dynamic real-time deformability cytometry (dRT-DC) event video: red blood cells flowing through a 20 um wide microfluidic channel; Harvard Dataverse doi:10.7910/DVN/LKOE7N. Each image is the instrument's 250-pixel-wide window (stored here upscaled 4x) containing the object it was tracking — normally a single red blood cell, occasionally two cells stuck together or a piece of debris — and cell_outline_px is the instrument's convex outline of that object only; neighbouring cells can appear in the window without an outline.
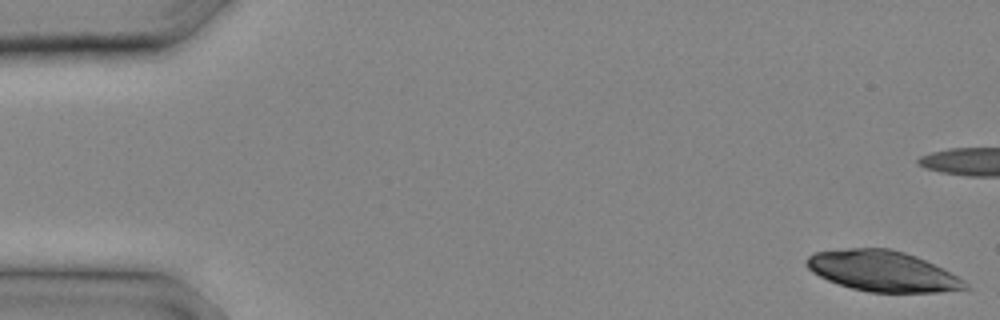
{"species": "common noctule bat (a hibernating species)", "species_latin": "Nyctalus noctula", "temperature_condition": "cold", "stored_images_in_passage": 4, "camera_frame_rate_fps": 3000, "um_per_image_px": 0.085, "animal": {"sex": "male", "body_mass_g": 20.4}, "frame": {"image": 1, "passage_image": 1, "time_ms": 0.0, "image_size_px": [1000, 320], "cell_outline_px": [[948, 288], [912, 292], [880, 292], [860, 288], [844, 284], [832, 280], [816, 272], [808, 264], [808, 260], [812, 256], [824, 252], [860, 252]], "centroid_in_image_um": [73.81, 23.21], "position_along_channel_um": 11.2, "area_um2": 23.06}}